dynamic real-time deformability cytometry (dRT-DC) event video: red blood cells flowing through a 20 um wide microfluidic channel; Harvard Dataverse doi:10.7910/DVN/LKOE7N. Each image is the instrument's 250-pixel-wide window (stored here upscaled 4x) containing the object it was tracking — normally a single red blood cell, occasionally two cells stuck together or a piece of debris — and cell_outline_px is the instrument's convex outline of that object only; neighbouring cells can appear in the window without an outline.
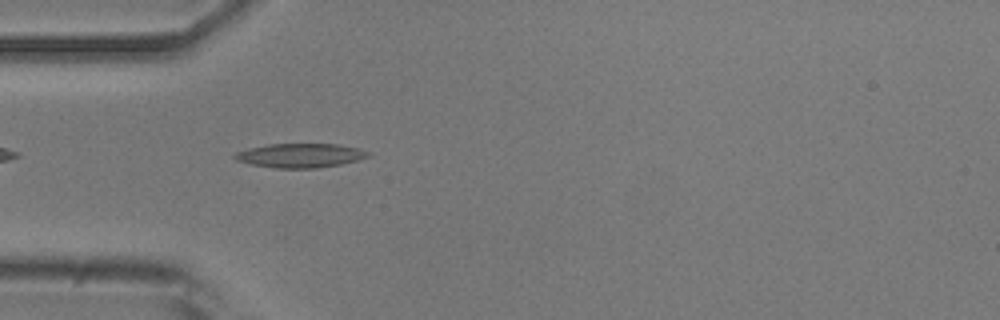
{"species": "common noctule bat (a hibernating species)", "species_latin": "Nyctalus noctula", "temperature_condition": "room temperature", "stored_images_in_passage": 24, "camera_frame_rate_fps": 3000, "um_per_image_px": 0.085, "animal": {"sex": "male", "body_mass_g": 20.5, "forearm_length_mm": 52.5}, "frame": {"image": 1, "passage_image": 4, "time_ms": 1.0, "image_size_px": [1000, 320], "cell_outline_px": [[372, 156], [360, 160], [340, 164], [316, 168], [276, 168], [252, 164], [236, 160], [232, 156], [236, 152], [248, 148], [268, 144], [340, 144], [360, 148], [368, 152]], "centroid_in_image_um": [25.56, 13.21], "position_along_channel_um": 59.4, "area_um2": 18.84}}
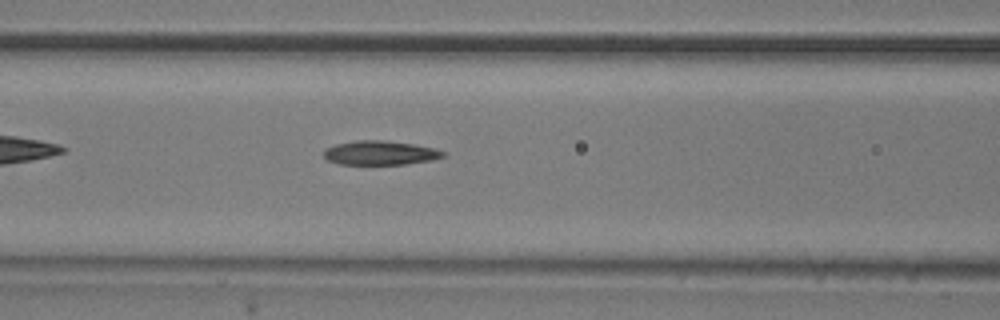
{"frame": {"image": 2, "passage_image": 10, "time_ms": 3.0, "image_size_px": [1000, 320], "cell_outline_px": [[444, 156], [432, 160], [404, 164], [340, 164], [328, 160], [324, 156], [324, 148], [336, 144], [356, 140], [384, 140], [412, 144], [432, 148], [444, 152]], "centroid_in_image_um": [32.26, 12.99], "position_along_channel_um": 134.3, "area_um2": 16.59}}
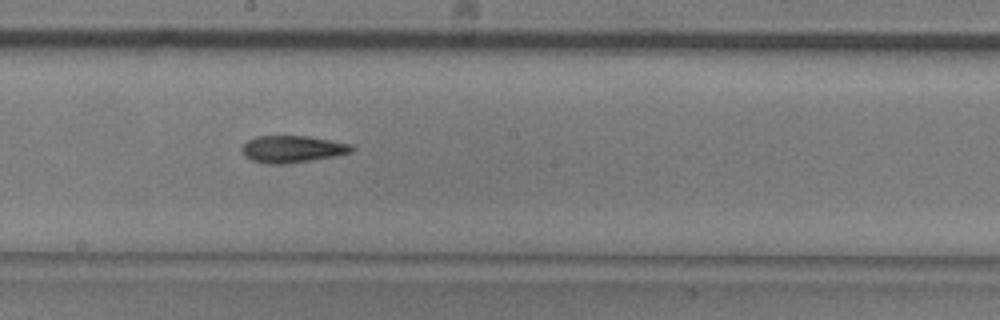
{"frame": {"image": 3, "passage_image": 17, "time_ms": 5.333, "image_size_px": [1000, 320], "cell_outline_px": [[356, 148], [352, 152], [336, 156], [288, 164], [264, 164], [252, 160], [244, 156], [244, 144], [248, 140], [256, 136], [308, 136], [352, 144]], "centroid_in_image_um": [24.9, 12.68], "position_along_channel_um": 223.3, "area_um2": 17.34}}